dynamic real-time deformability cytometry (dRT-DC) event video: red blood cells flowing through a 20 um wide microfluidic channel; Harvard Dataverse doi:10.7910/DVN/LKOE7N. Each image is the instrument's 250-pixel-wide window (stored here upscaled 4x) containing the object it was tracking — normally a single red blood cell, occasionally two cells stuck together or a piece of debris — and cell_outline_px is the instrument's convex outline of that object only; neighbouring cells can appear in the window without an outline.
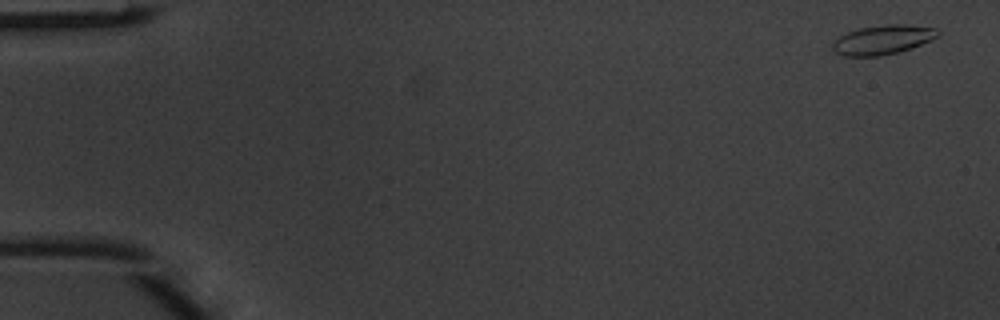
{"species": "common noctule bat (a hibernating species)", "species_latin": "Nyctalus noctula", "temperature_condition": "warm", "stored_images_in_passage": 3, "camera_frame_rate_fps": 3000, "um_per_image_px": 0.085, "animal": {"sex": "male", "body_mass_g": 20.1, "forearm_length_mm": 53.5}, "frame": {"image": 1, "passage_image": 1, "time_ms": 0.0, "image_size_px": [1000, 320], "cell_outline_px": [[940, 32], [932, 40], [896, 52], [880, 56], [844, 56], [836, 52], [832, 48], [832, 40], [848, 32], [860, 28], [884, 24], [908, 24], [936, 28]], "centroid_in_image_um": [75.01, 3.36], "position_along_channel_um": 10.0, "area_um2": 17.86}}